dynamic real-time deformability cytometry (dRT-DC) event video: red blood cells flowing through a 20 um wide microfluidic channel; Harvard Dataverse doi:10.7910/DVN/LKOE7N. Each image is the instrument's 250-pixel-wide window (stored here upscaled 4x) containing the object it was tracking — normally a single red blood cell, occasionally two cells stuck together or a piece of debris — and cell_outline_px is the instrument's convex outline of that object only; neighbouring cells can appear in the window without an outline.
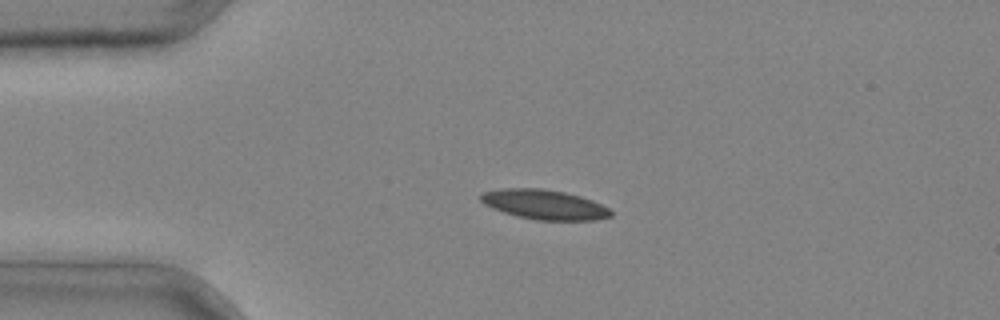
{"species": "common noctule bat (a hibernating species)", "species_latin": "Nyctalus noctula", "temperature_condition": "cold", "stored_images_in_passage": 3, "camera_frame_rate_fps": 3000, "um_per_image_px": 0.085, "animal": {"sex": "male", "body_mass_g": 20.4}, "frame": {"image": 1, "passage_image": 2, "time_ms": 0.333, "image_size_px": [1000, 320], "cell_outline_px": [[612, 216], [596, 220], [536, 220], [504, 212], [492, 208], [484, 204], [480, 200], [480, 196], [484, 192], [500, 188], [540, 188], [564, 192], [580, 196], [592, 200], [608, 208], [612, 212]], "centroid_in_image_um": [46.27, 17.38], "position_along_channel_um": 38.7, "area_um2": 22.37}}